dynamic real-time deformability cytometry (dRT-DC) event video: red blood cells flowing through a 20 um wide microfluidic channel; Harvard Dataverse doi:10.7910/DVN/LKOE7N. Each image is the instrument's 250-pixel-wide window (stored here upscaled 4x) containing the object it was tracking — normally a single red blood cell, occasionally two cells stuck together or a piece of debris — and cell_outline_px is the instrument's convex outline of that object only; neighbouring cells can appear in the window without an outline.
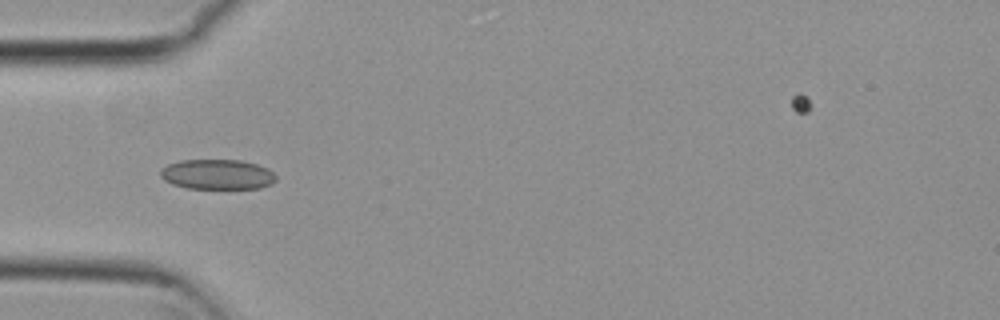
{"species": "common noctule bat (a hibernating species)", "species_latin": "Nyctalus noctula", "temperature_condition": "cold", "stored_images_in_passage": 6, "camera_frame_rate_fps": 3000, "um_per_image_px": 0.085, "animal": {"sex": "female", "body_mass_g": 29.2, "forearm_length_mm": 56.3}, "frame": {"image": 1, "passage_image": 6, "time_ms": 1.667, "image_size_px": [1000, 320], "cell_outline_px": [[276, 180], [272, 184], [260, 188], [188, 188], [172, 184], [164, 180], [160, 176], [160, 168], [168, 164], [180, 160], [240, 160], [256, 164], [268, 168], [276, 176]], "centroid_in_image_um": [18.46, 14.82], "position_along_channel_um": 66.5, "area_um2": 20.29}}